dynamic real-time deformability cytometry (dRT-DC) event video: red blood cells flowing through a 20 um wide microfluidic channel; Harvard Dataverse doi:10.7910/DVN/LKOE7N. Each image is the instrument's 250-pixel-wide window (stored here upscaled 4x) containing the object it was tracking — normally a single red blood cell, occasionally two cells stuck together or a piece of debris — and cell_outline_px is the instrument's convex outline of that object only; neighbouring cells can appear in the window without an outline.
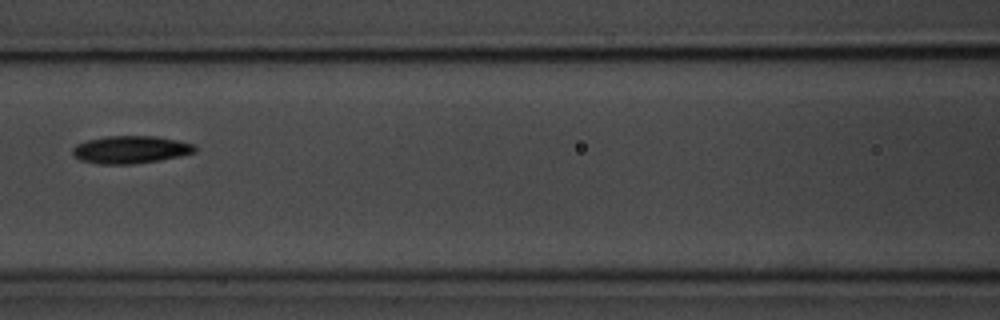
{"species": "common noctule bat (a hibernating species)", "species_latin": "Nyctalus noctula", "temperature_condition": "room temperature", "stored_images_in_passage": 3, "camera_frame_rate_fps": 3000, "um_per_image_px": 0.085, "animal": {"sex": "male", "body_mass_g": 20.1, "forearm_length_mm": 53.5}, "frame": {"image": 1, "passage_image": 3, "time_ms": 3.333, "image_size_px": [1000, 320], "cell_outline_px": [[196, 152], [180, 156], [160, 160], [132, 164], [96, 164], [80, 160], [72, 152], [72, 148], [76, 144], [88, 140], [104, 136], [156, 136], [176, 140], [192, 144], [196, 148]], "centroid_in_image_um": [11.08, 12.72], "position_along_channel_um": 155.5, "area_um2": 19.65}}